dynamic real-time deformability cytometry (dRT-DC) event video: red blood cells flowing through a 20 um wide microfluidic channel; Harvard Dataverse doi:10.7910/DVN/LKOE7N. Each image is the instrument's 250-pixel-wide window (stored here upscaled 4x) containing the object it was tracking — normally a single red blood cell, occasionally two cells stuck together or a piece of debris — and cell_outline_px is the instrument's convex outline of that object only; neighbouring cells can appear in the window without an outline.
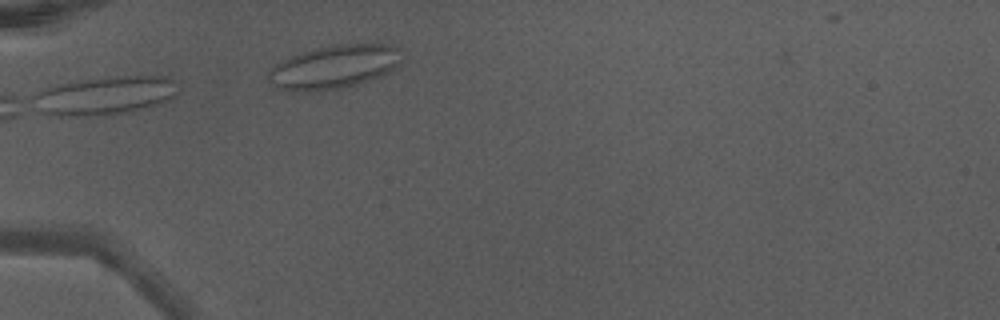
{"species": "Egyptian fruit bat (a non-hibernating species)", "species_latin": "Rousettus aegyptiacus", "temperature_condition": "warm", "stored_images_in_passage": 21, "camera_frame_rate_fps": 3000, "um_per_image_px": 0.085, "animal": {"sex": "male"}, "frame": {"image": 1, "passage_image": 1, "time_ms": 0.0, "image_size_px": [1000, 320], "cell_outline_px": [[400, 64], [388, 72], [380, 76], [356, 84], [324, 92], [292, 92], [276, 88], [268, 80], [268, 72], [276, 64], [288, 56], [316, 48], [332, 44], [364, 40], [376, 40], [400, 48]], "centroid_in_image_um": [28.43, 5.64], "position_along_channel_um": 56.6, "area_um2": 35.14}}